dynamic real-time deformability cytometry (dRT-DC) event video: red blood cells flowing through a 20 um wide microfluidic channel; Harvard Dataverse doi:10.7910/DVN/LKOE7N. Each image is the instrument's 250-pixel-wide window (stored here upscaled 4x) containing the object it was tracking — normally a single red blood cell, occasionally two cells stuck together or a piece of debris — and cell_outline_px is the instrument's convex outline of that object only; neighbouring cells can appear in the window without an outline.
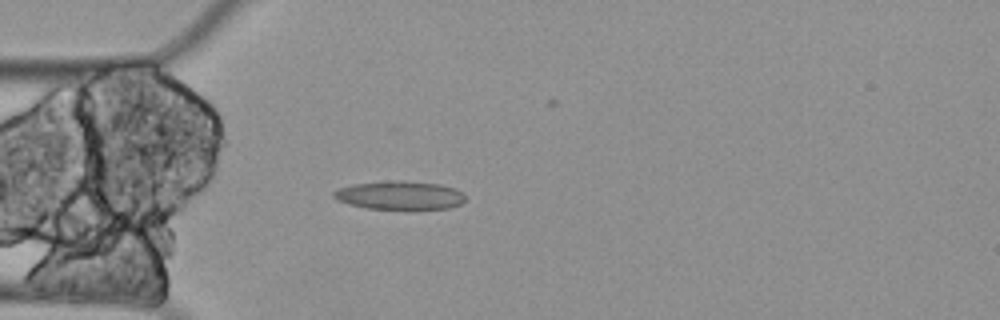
{"species": "Egyptian fruit bat (a non-hibernating species)", "species_latin": "Rousettus aegyptiacus", "temperature_condition": "cold", "stored_images_in_passage": 5, "camera_frame_rate_fps": 3000, "um_per_image_px": 0.085, "animal": {"sex": "female"}, "frame": {"image": 1, "passage_image": 4, "time_ms": 1.0, "image_size_px": [1000, 320], "cell_outline_px": [[464, 200], [460, 204], [448, 208], [368, 208], [348, 204], [336, 200], [332, 196], [332, 192], [340, 188], [352, 184], [396, 180], [440, 184], [456, 188], [464, 196]], "centroid_in_image_um": [33.94, 16.58], "position_along_channel_um": 51.1, "area_um2": 21.5}}